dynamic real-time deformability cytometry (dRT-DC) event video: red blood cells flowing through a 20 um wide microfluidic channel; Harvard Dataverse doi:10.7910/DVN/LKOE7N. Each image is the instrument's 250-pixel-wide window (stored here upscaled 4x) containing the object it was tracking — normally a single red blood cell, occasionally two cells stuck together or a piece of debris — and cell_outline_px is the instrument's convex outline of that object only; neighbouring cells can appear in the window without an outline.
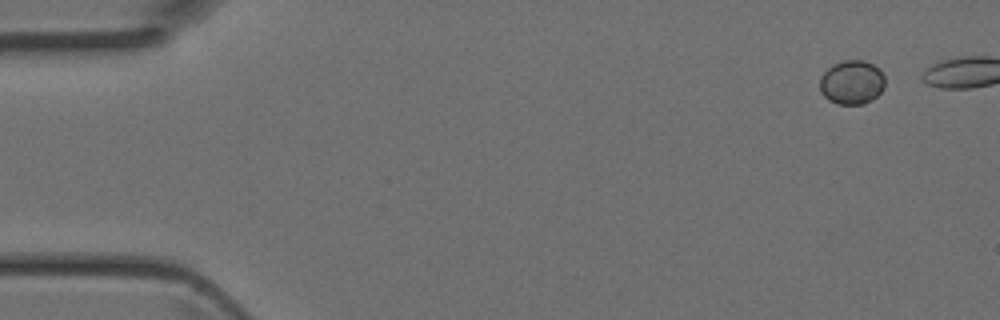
{"species": "Egyptian fruit bat (a non-hibernating species)", "species_latin": "Rousettus aegyptiacus", "temperature_condition": "room temperature", "stored_images_in_passage": 5, "camera_frame_rate_fps": 3000, "um_per_image_px": 0.085, "animal": {"sex": "female"}, "frame": {"image": 1, "passage_image": 1, "time_ms": 0.0, "image_size_px": [1000, 320], "cell_outline_px": [[884, 88], [872, 100], [864, 104], [836, 104], [828, 100], [820, 92], [820, 76], [832, 64], [844, 60], [864, 60], [880, 68], [884, 76]], "centroid_in_image_um": [72.4, 7.0], "position_along_channel_um": 12.6, "area_um2": 16.94}}
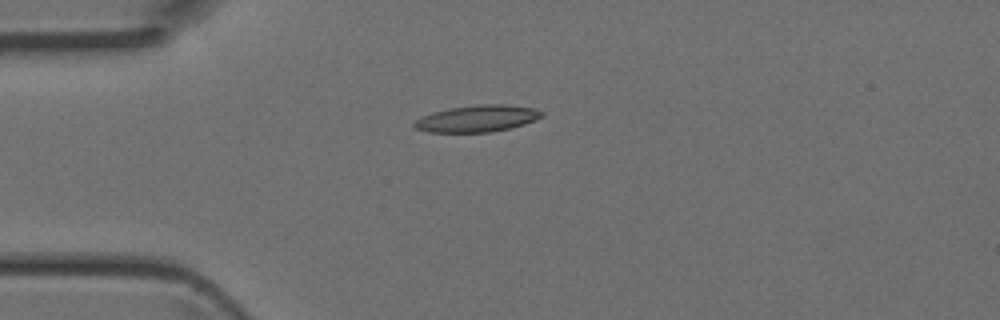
{"frame": {"image": 2, "passage_image": 5, "time_ms": 1.333, "image_size_px": [1000, 320], "cell_outline_px": [[544, 116], [536, 120], [524, 124], [492, 132], [428, 132], [416, 128], [412, 124], [416, 120], [432, 112], [448, 108], [480, 104], [504, 104], [536, 108], [544, 112]], "centroid_in_image_um": [40.61, 10.07], "position_along_channel_um": 44.4, "area_um2": 19.88}}